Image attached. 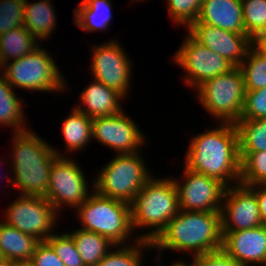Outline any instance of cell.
<instances>
[{
  "instance_id": "cell-20",
  "label": "cell",
  "mask_w": 266,
  "mask_h": 266,
  "mask_svg": "<svg viewBox=\"0 0 266 266\" xmlns=\"http://www.w3.org/2000/svg\"><path fill=\"white\" fill-rule=\"evenodd\" d=\"M34 237L0 221V258L13 262H30L36 246Z\"/></svg>"
},
{
  "instance_id": "cell-14",
  "label": "cell",
  "mask_w": 266,
  "mask_h": 266,
  "mask_svg": "<svg viewBox=\"0 0 266 266\" xmlns=\"http://www.w3.org/2000/svg\"><path fill=\"white\" fill-rule=\"evenodd\" d=\"M125 110L111 116L92 119V139L115 150L116 154L138 153L146 137Z\"/></svg>"
},
{
  "instance_id": "cell-24",
  "label": "cell",
  "mask_w": 266,
  "mask_h": 266,
  "mask_svg": "<svg viewBox=\"0 0 266 266\" xmlns=\"http://www.w3.org/2000/svg\"><path fill=\"white\" fill-rule=\"evenodd\" d=\"M25 28L18 27L0 36V67L33 52L41 43Z\"/></svg>"
},
{
  "instance_id": "cell-19",
  "label": "cell",
  "mask_w": 266,
  "mask_h": 266,
  "mask_svg": "<svg viewBox=\"0 0 266 266\" xmlns=\"http://www.w3.org/2000/svg\"><path fill=\"white\" fill-rule=\"evenodd\" d=\"M79 97L83 105L80 103L79 106L74 107L91 119L118 114L123 110V105L121 106L120 102L125 99L120 93L94 78Z\"/></svg>"
},
{
  "instance_id": "cell-33",
  "label": "cell",
  "mask_w": 266,
  "mask_h": 266,
  "mask_svg": "<svg viewBox=\"0 0 266 266\" xmlns=\"http://www.w3.org/2000/svg\"><path fill=\"white\" fill-rule=\"evenodd\" d=\"M46 242L52 247L65 266H85L76 249L74 239L68 232L52 234Z\"/></svg>"
},
{
  "instance_id": "cell-41",
  "label": "cell",
  "mask_w": 266,
  "mask_h": 266,
  "mask_svg": "<svg viewBox=\"0 0 266 266\" xmlns=\"http://www.w3.org/2000/svg\"><path fill=\"white\" fill-rule=\"evenodd\" d=\"M0 266H14V262L0 258Z\"/></svg>"
},
{
  "instance_id": "cell-10",
  "label": "cell",
  "mask_w": 266,
  "mask_h": 266,
  "mask_svg": "<svg viewBox=\"0 0 266 266\" xmlns=\"http://www.w3.org/2000/svg\"><path fill=\"white\" fill-rule=\"evenodd\" d=\"M87 181L77 161L71 157L59 156L52 164L49 189L44 197L53 205L58 214L62 207L65 209L64 206L77 208L86 201L92 193L91 190L94 189H90Z\"/></svg>"
},
{
  "instance_id": "cell-16",
  "label": "cell",
  "mask_w": 266,
  "mask_h": 266,
  "mask_svg": "<svg viewBox=\"0 0 266 266\" xmlns=\"http://www.w3.org/2000/svg\"><path fill=\"white\" fill-rule=\"evenodd\" d=\"M187 32L200 44L223 56L235 67L245 59L252 40L246 34L234 33L205 23H193Z\"/></svg>"
},
{
  "instance_id": "cell-13",
  "label": "cell",
  "mask_w": 266,
  "mask_h": 266,
  "mask_svg": "<svg viewBox=\"0 0 266 266\" xmlns=\"http://www.w3.org/2000/svg\"><path fill=\"white\" fill-rule=\"evenodd\" d=\"M180 180L173 177L179 209L195 212H221L223 195L226 186L219 180L183 168ZM184 181V182H183Z\"/></svg>"
},
{
  "instance_id": "cell-22",
  "label": "cell",
  "mask_w": 266,
  "mask_h": 266,
  "mask_svg": "<svg viewBox=\"0 0 266 266\" xmlns=\"http://www.w3.org/2000/svg\"><path fill=\"white\" fill-rule=\"evenodd\" d=\"M51 0L24 4V26L39 41L49 39L56 29V14Z\"/></svg>"
},
{
  "instance_id": "cell-29",
  "label": "cell",
  "mask_w": 266,
  "mask_h": 266,
  "mask_svg": "<svg viewBox=\"0 0 266 266\" xmlns=\"http://www.w3.org/2000/svg\"><path fill=\"white\" fill-rule=\"evenodd\" d=\"M240 183L246 186L266 185V151L239 152Z\"/></svg>"
},
{
  "instance_id": "cell-43",
  "label": "cell",
  "mask_w": 266,
  "mask_h": 266,
  "mask_svg": "<svg viewBox=\"0 0 266 266\" xmlns=\"http://www.w3.org/2000/svg\"><path fill=\"white\" fill-rule=\"evenodd\" d=\"M131 1H132V3H135V2L137 3V1H138V2H139V1L142 2L143 0H131ZM144 1H145V0H144Z\"/></svg>"
},
{
  "instance_id": "cell-26",
  "label": "cell",
  "mask_w": 266,
  "mask_h": 266,
  "mask_svg": "<svg viewBox=\"0 0 266 266\" xmlns=\"http://www.w3.org/2000/svg\"><path fill=\"white\" fill-rule=\"evenodd\" d=\"M85 266H96L115 245L106 237L82 228L69 233Z\"/></svg>"
},
{
  "instance_id": "cell-8",
  "label": "cell",
  "mask_w": 266,
  "mask_h": 266,
  "mask_svg": "<svg viewBox=\"0 0 266 266\" xmlns=\"http://www.w3.org/2000/svg\"><path fill=\"white\" fill-rule=\"evenodd\" d=\"M196 90V99L218 124L240 120L246 93L240 67L205 81Z\"/></svg>"
},
{
  "instance_id": "cell-18",
  "label": "cell",
  "mask_w": 266,
  "mask_h": 266,
  "mask_svg": "<svg viewBox=\"0 0 266 266\" xmlns=\"http://www.w3.org/2000/svg\"><path fill=\"white\" fill-rule=\"evenodd\" d=\"M194 23H205L226 31L246 34L241 0H202Z\"/></svg>"
},
{
  "instance_id": "cell-37",
  "label": "cell",
  "mask_w": 266,
  "mask_h": 266,
  "mask_svg": "<svg viewBox=\"0 0 266 266\" xmlns=\"http://www.w3.org/2000/svg\"><path fill=\"white\" fill-rule=\"evenodd\" d=\"M196 266H243L228 256L222 249L194 256Z\"/></svg>"
},
{
  "instance_id": "cell-31",
  "label": "cell",
  "mask_w": 266,
  "mask_h": 266,
  "mask_svg": "<svg viewBox=\"0 0 266 266\" xmlns=\"http://www.w3.org/2000/svg\"><path fill=\"white\" fill-rule=\"evenodd\" d=\"M246 35L252 40L266 33V0H241Z\"/></svg>"
},
{
  "instance_id": "cell-32",
  "label": "cell",
  "mask_w": 266,
  "mask_h": 266,
  "mask_svg": "<svg viewBox=\"0 0 266 266\" xmlns=\"http://www.w3.org/2000/svg\"><path fill=\"white\" fill-rule=\"evenodd\" d=\"M165 3L172 22L188 29L198 18L202 0H167Z\"/></svg>"
},
{
  "instance_id": "cell-25",
  "label": "cell",
  "mask_w": 266,
  "mask_h": 266,
  "mask_svg": "<svg viewBox=\"0 0 266 266\" xmlns=\"http://www.w3.org/2000/svg\"><path fill=\"white\" fill-rule=\"evenodd\" d=\"M1 72V71H0ZM15 89L0 74V126H10L13 133L28 130L27 119L24 117L25 112L22 109V98L17 97Z\"/></svg>"
},
{
  "instance_id": "cell-6",
  "label": "cell",
  "mask_w": 266,
  "mask_h": 266,
  "mask_svg": "<svg viewBox=\"0 0 266 266\" xmlns=\"http://www.w3.org/2000/svg\"><path fill=\"white\" fill-rule=\"evenodd\" d=\"M140 152L116 154L90 184L101 196L131 204L143 185L153 176Z\"/></svg>"
},
{
  "instance_id": "cell-3",
  "label": "cell",
  "mask_w": 266,
  "mask_h": 266,
  "mask_svg": "<svg viewBox=\"0 0 266 266\" xmlns=\"http://www.w3.org/2000/svg\"><path fill=\"white\" fill-rule=\"evenodd\" d=\"M222 237L221 212L179 210L151 243L160 263L164 250L191 252L194 257L222 249Z\"/></svg>"
},
{
  "instance_id": "cell-34",
  "label": "cell",
  "mask_w": 266,
  "mask_h": 266,
  "mask_svg": "<svg viewBox=\"0 0 266 266\" xmlns=\"http://www.w3.org/2000/svg\"><path fill=\"white\" fill-rule=\"evenodd\" d=\"M25 0H0V36L24 26Z\"/></svg>"
},
{
  "instance_id": "cell-39",
  "label": "cell",
  "mask_w": 266,
  "mask_h": 266,
  "mask_svg": "<svg viewBox=\"0 0 266 266\" xmlns=\"http://www.w3.org/2000/svg\"><path fill=\"white\" fill-rule=\"evenodd\" d=\"M252 47L266 58V33L258 34L252 39Z\"/></svg>"
},
{
  "instance_id": "cell-2",
  "label": "cell",
  "mask_w": 266,
  "mask_h": 266,
  "mask_svg": "<svg viewBox=\"0 0 266 266\" xmlns=\"http://www.w3.org/2000/svg\"><path fill=\"white\" fill-rule=\"evenodd\" d=\"M12 134L13 153H10L9 168L13 175L7 177V182L10 181L8 184L18 188L19 195L45 196L49 189L52 164L59 156L64 157L63 153L31 129Z\"/></svg>"
},
{
  "instance_id": "cell-11",
  "label": "cell",
  "mask_w": 266,
  "mask_h": 266,
  "mask_svg": "<svg viewBox=\"0 0 266 266\" xmlns=\"http://www.w3.org/2000/svg\"><path fill=\"white\" fill-rule=\"evenodd\" d=\"M174 55L173 61L186 73L183 78L185 84L195 91L205 81L235 67L223 56L200 44L189 33Z\"/></svg>"
},
{
  "instance_id": "cell-21",
  "label": "cell",
  "mask_w": 266,
  "mask_h": 266,
  "mask_svg": "<svg viewBox=\"0 0 266 266\" xmlns=\"http://www.w3.org/2000/svg\"><path fill=\"white\" fill-rule=\"evenodd\" d=\"M112 0H81L74 9L76 26L87 32L106 31L112 19Z\"/></svg>"
},
{
  "instance_id": "cell-40",
  "label": "cell",
  "mask_w": 266,
  "mask_h": 266,
  "mask_svg": "<svg viewBox=\"0 0 266 266\" xmlns=\"http://www.w3.org/2000/svg\"><path fill=\"white\" fill-rule=\"evenodd\" d=\"M192 259L193 260L191 261V263L185 262L184 259H183V261H181V259H180V260H177L175 262H172V264L169 266H196L194 257H192ZM160 266H161V264H160Z\"/></svg>"
},
{
  "instance_id": "cell-30",
  "label": "cell",
  "mask_w": 266,
  "mask_h": 266,
  "mask_svg": "<svg viewBox=\"0 0 266 266\" xmlns=\"http://www.w3.org/2000/svg\"><path fill=\"white\" fill-rule=\"evenodd\" d=\"M244 76L246 91H255L266 87V58L252 46L240 64Z\"/></svg>"
},
{
  "instance_id": "cell-42",
  "label": "cell",
  "mask_w": 266,
  "mask_h": 266,
  "mask_svg": "<svg viewBox=\"0 0 266 266\" xmlns=\"http://www.w3.org/2000/svg\"><path fill=\"white\" fill-rule=\"evenodd\" d=\"M14 266H32L29 262H14Z\"/></svg>"
},
{
  "instance_id": "cell-5",
  "label": "cell",
  "mask_w": 266,
  "mask_h": 266,
  "mask_svg": "<svg viewBox=\"0 0 266 266\" xmlns=\"http://www.w3.org/2000/svg\"><path fill=\"white\" fill-rule=\"evenodd\" d=\"M75 212L82 224L79 228L102 235L114 245H128L139 240L132 235L135 231L132 228L131 207L126 202L101 196L93 189ZM132 239L134 241H130Z\"/></svg>"
},
{
  "instance_id": "cell-15",
  "label": "cell",
  "mask_w": 266,
  "mask_h": 266,
  "mask_svg": "<svg viewBox=\"0 0 266 266\" xmlns=\"http://www.w3.org/2000/svg\"><path fill=\"white\" fill-rule=\"evenodd\" d=\"M255 192L241 183L226 187L221 207V231H239L261 226Z\"/></svg>"
},
{
  "instance_id": "cell-12",
  "label": "cell",
  "mask_w": 266,
  "mask_h": 266,
  "mask_svg": "<svg viewBox=\"0 0 266 266\" xmlns=\"http://www.w3.org/2000/svg\"><path fill=\"white\" fill-rule=\"evenodd\" d=\"M116 39L92 47L91 74L95 80L117 91L124 98L131 91L133 63Z\"/></svg>"
},
{
  "instance_id": "cell-4",
  "label": "cell",
  "mask_w": 266,
  "mask_h": 266,
  "mask_svg": "<svg viewBox=\"0 0 266 266\" xmlns=\"http://www.w3.org/2000/svg\"><path fill=\"white\" fill-rule=\"evenodd\" d=\"M152 176L141 188L131 207L133 231L148 228V232L134 234L141 240L153 241L179 212L178 194L173 176L158 179ZM152 228V229H150Z\"/></svg>"
},
{
  "instance_id": "cell-36",
  "label": "cell",
  "mask_w": 266,
  "mask_h": 266,
  "mask_svg": "<svg viewBox=\"0 0 266 266\" xmlns=\"http://www.w3.org/2000/svg\"><path fill=\"white\" fill-rule=\"evenodd\" d=\"M32 266H65L52 247L45 241L40 242L29 262Z\"/></svg>"
},
{
  "instance_id": "cell-38",
  "label": "cell",
  "mask_w": 266,
  "mask_h": 266,
  "mask_svg": "<svg viewBox=\"0 0 266 266\" xmlns=\"http://www.w3.org/2000/svg\"><path fill=\"white\" fill-rule=\"evenodd\" d=\"M249 187L255 192L262 226H266V185H251Z\"/></svg>"
},
{
  "instance_id": "cell-23",
  "label": "cell",
  "mask_w": 266,
  "mask_h": 266,
  "mask_svg": "<svg viewBox=\"0 0 266 266\" xmlns=\"http://www.w3.org/2000/svg\"><path fill=\"white\" fill-rule=\"evenodd\" d=\"M62 121V134L66 152L75 154L92 140V119L75 107Z\"/></svg>"
},
{
  "instance_id": "cell-28",
  "label": "cell",
  "mask_w": 266,
  "mask_h": 266,
  "mask_svg": "<svg viewBox=\"0 0 266 266\" xmlns=\"http://www.w3.org/2000/svg\"><path fill=\"white\" fill-rule=\"evenodd\" d=\"M239 152L266 151V118L239 120Z\"/></svg>"
},
{
  "instance_id": "cell-1",
  "label": "cell",
  "mask_w": 266,
  "mask_h": 266,
  "mask_svg": "<svg viewBox=\"0 0 266 266\" xmlns=\"http://www.w3.org/2000/svg\"><path fill=\"white\" fill-rule=\"evenodd\" d=\"M185 167L215 178L226 187L240 183L239 135L236 124L220 123L190 139Z\"/></svg>"
},
{
  "instance_id": "cell-9",
  "label": "cell",
  "mask_w": 266,
  "mask_h": 266,
  "mask_svg": "<svg viewBox=\"0 0 266 266\" xmlns=\"http://www.w3.org/2000/svg\"><path fill=\"white\" fill-rule=\"evenodd\" d=\"M57 213L44 196L18 195L5 209L3 222L45 242L54 233Z\"/></svg>"
},
{
  "instance_id": "cell-35",
  "label": "cell",
  "mask_w": 266,
  "mask_h": 266,
  "mask_svg": "<svg viewBox=\"0 0 266 266\" xmlns=\"http://www.w3.org/2000/svg\"><path fill=\"white\" fill-rule=\"evenodd\" d=\"M266 118V87L246 91L240 120Z\"/></svg>"
},
{
  "instance_id": "cell-17",
  "label": "cell",
  "mask_w": 266,
  "mask_h": 266,
  "mask_svg": "<svg viewBox=\"0 0 266 266\" xmlns=\"http://www.w3.org/2000/svg\"><path fill=\"white\" fill-rule=\"evenodd\" d=\"M221 232L222 250L228 256L243 266H266V226Z\"/></svg>"
},
{
  "instance_id": "cell-7",
  "label": "cell",
  "mask_w": 266,
  "mask_h": 266,
  "mask_svg": "<svg viewBox=\"0 0 266 266\" xmlns=\"http://www.w3.org/2000/svg\"><path fill=\"white\" fill-rule=\"evenodd\" d=\"M58 68L53 57L40 45L22 58L2 65L0 70L14 89L61 93L67 91L68 85Z\"/></svg>"
},
{
  "instance_id": "cell-27",
  "label": "cell",
  "mask_w": 266,
  "mask_h": 266,
  "mask_svg": "<svg viewBox=\"0 0 266 266\" xmlns=\"http://www.w3.org/2000/svg\"><path fill=\"white\" fill-rule=\"evenodd\" d=\"M152 248L150 241L141 239L128 245H115L96 266H143L142 250Z\"/></svg>"
}]
</instances>
